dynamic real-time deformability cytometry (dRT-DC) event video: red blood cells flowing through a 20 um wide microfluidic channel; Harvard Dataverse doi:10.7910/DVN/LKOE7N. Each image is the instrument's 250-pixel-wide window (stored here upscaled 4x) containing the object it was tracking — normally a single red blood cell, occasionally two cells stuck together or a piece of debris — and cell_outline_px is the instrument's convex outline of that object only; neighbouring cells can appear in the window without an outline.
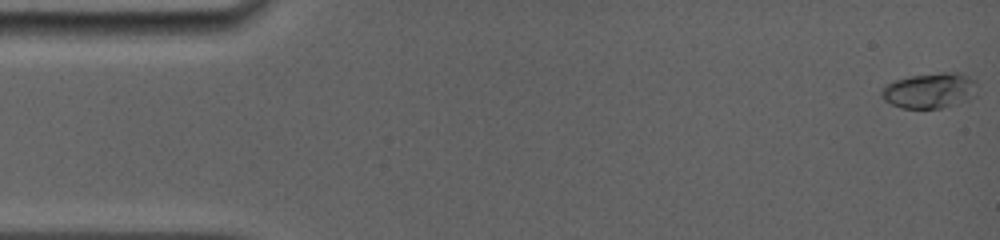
{"species": "common noctule bat (a hibernating species)", "species_latin": "Nyctalus noctula", "temperature_condition": "room temperature", "stored_images_in_passage": 61, "camera_frame_rate_fps": 5000, "um_per_image_px": 0.085, "animal": {"sex": "female", "body_mass_g": 19.0, "forearm_length_mm": 56.7}, "frame": {"image": 1, "passage_image": 1, "time_ms": 0.0, "image_size_px": [1000, 240], "cell_outline_px": [[976, 96], [940, 108], [900, 108], [884, 100], [880, 96], [880, 92], [888, 84], [896, 80], [912, 76], [940, 72], [960, 72], [976, 80]], "centroid_in_image_um": [79.04, 7.68], "position_along_channel_um": 6.0, "area_um2": 19.59}}
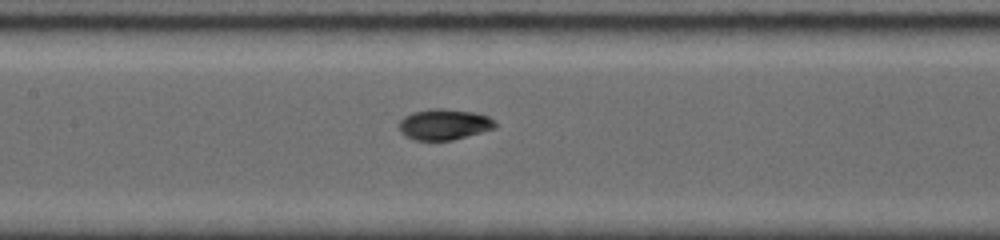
{"frame": {"image": 2, "passage_image": 34, "time_ms": 7.4, "image_size_px": [1000, 240], "cell_outline_px": [[496, 128], [452, 140], [416, 140], [400, 132], [400, 120], [404, 116], [412, 112], [432, 108], [444, 108], [476, 112], [488, 116], [496, 124]], "centroid_in_image_um": [37.76, 10.56], "position_along_channel_um": 169.6, "area_um2": 17.22}}
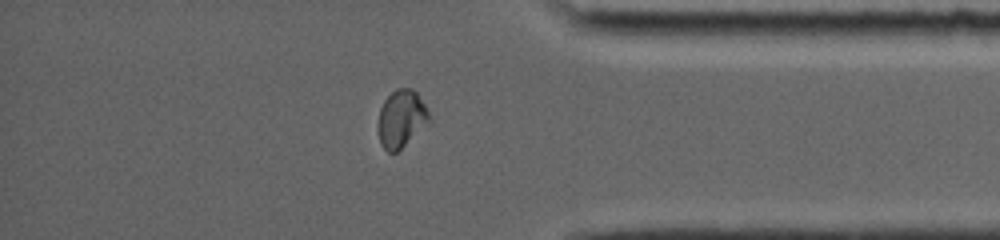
{"frame": {"image": 3, "passage_image": 57, "time_ms": 13.4, "image_size_px": [1000, 240], "cell_outline_px": [[432, 124], [396, 152], [388, 152], [380, 144], [376, 124], [380, 108], [384, 100], [396, 88], [412, 88], [416, 92], [424, 104], [432, 120]], "centroid_in_image_um": [34.13, 10.12], "position_along_channel_um": 401.1, "area_um2": 17.69}}